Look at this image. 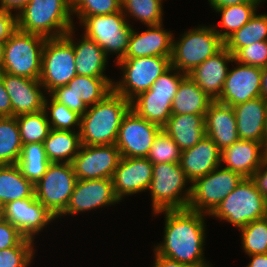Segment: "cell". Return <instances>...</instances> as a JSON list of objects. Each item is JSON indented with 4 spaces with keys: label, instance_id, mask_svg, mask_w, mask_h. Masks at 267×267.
<instances>
[{
    "label": "cell",
    "instance_id": "6da1fadb",
    "mask_svg": "<svg viewBox=\"0 0 267 267\" xmlns=\"http://www.w3.org/2000/svg\"><path fill=\"white\" fill-rule=\"evenodd\" d=\"M165 214L163 241L154 250L164 257L194 267H212L204 257L206 214L185 210H163Z\"/></svg>",
    "mask_w": 267,
    "mask_h": 267
},
{
    "label": "cell",
    "instance_id": "7a4b0ae2",
    "mask_svg": "<svg viewBox=\"0 0 267 267\" xmlns=\"http://www.w3.org/2000/svg\"><path fill=\"white\" fill-rule=\"evenodd\" d=\"M130 109L131 102L114 90L100 102L88 107L80 121L81 144H115L122 120Z\"/></svg>",
    "mask_w": 267,
    "mask_h": 267
},
{
    "label": "cell",
    "instance_id": "3957f363",
    "mask_svg": "<svg viewBox=\"0 0 267 267\" xmlns=\"http://www.w3.org/2000/svg\"><path fill=\"white\" fill-rule=\"evenodd\" d=\"M71 0H30L17 14V28L47 39L64 36L75 27Z\"/></svg>",
    "mask_w": 267,
    "mask_h": 267
},
{
    "label": "cell",
    "instance_id": "277c9868",
    "mask_svg": "<svg viewBox=\"0 0 267 267\" xmlns=\"http://www.w3.org/2000/svg\"><path fill=\"white\" fill-rule=\"evenodd\" d=\"M45 37L18 28L2 45L0 71L20 77L39 79Z\"/></svg>",
    "mask_w": 267,
    "mask_h": 267
},
{
    "label": "cell",
    "instance_id": "5b68a950",
    "mask_svg": "<svg viewBox=\"0 0 267 267\" xmlns=\"http://www.w3.org/2000/svg\"><path fill=\"white\" fill-rule=\"evenodd\" d=\"M178 39L173 36L171 66L186 75L225 47L213 25L190 29Z\"/></svg>",
    "mask_w": 267,
    "mask_h": 267
},
{
    "label": "cell",
    "instance_id": "8992f818",
    "mask_svg": "<svg viewBox=\"0 0 267 267\" xmlns=\"http://www.w3.org/2000/svg\"><path fill=\"white\" fill-rule=\"evenodd\" d=\"M188 182L191 185L179 163L153 164V177L148 189L152 212L187 209L191 198Z\"/></svg>",
    "mask_w": 267,
    "mask_h": 267
},
{
    "label": "cell",
    "instance_id": "52a82bcc",
    "mask_svg": "<svg viewBox=\"0 0 267 267\" xmlns=\"http://www.w3.org/2000/svg\"><path fill=\"white\" fill-rule=\"evenodd\" d=\"M267 200L257 190L250 177L238 186L215 208L209 217L229 222L240 229L248 223L266 217Z\"/></svg>",
    "mask_w": 267,
    "mask_h": 267
},
{
    "label": "cell",
    "instance_id": "ba28073f",
    "mask_svg": "<svg viewBox=\"0 0 267 267\" xmlns=\"http://www.w3.org/2000/svg\"><path fill=\"white\" fill-rule=\"evenodd\" d=\"M171 56L122 58L116 62L121 69L119 81L113 82V90L131 101L147 91L156 79L171 66Z\"/></svg>",
    "mask_w": 267,
    "mask_h": 267
},
{
    "label": "cell",
    "instance_id": "9c48e42d",
    "mask_svg": "<svg viewBox=\"0 0 267 267\" xmlns=\"http://www.w3.org/2000/svg\"><path fill=\"white\" fill-rule=\"evenodd\" d=\"M80 26L84 27V35L95 41L108 57L116 54L115 62L124 57L133 27L122 10L108 15L87 16Z\"/></svg>",
    "mask_w": 267,
    "mask_h": 267
},
{
    "label": "cell",
    "instance_id": "30bf717a",
    "mask_svg": "<svg viewBox=\"0 0 267 267\" xmlns=\"http://www.w3.org/2000/svg\"><path fill=\"white\" fill-rule=\"evenodd\" d=\"M243 178L239 173L219 165L191 184V198L187 209L209 216Z\"/></svg>",
    "mask_w": 267,
    "mask_h": 267
},
{
    "label": "cell",
    "instance_id": "8fae6325",
    "mask_svg": "<svg viewBox=\"0 0 267 267\" xmlns=\"http://www.w3.org/2000/svg\"><path fill=\"white\" fill-rule=\"evenodd\" d=\"M76 75L73 44L65 36L46 39L39 81L47 95L57 87L67 85Z\"/></svg>",
    "mask_w": 267,
    "mask_h": 267
},
{
    "label": "cell",
    "instance_id": "7c38bea8",
    "mask_svg": "<svg viewBox=\"0 0 267 267\" xmlns=\"http://www.w3.org/2000/svg\"><path fill=\"white\" fill-rule=\"evenodd\" d=\"M76 181L71 163H50L34 185V195L58 219L69 204Z\"/></svg>",
    "mask_w": 267,
    "mask_h": 267
},
{
    "label": "cell",
    "instance_id": "4fadbf2b",
    "mask_svg": "<svg viewBox=\"0 0 267 267\" xmlns=\"http://www.w3.org/2000/svg\"><path fill=\"white\" fill-rule=\"evenodd\" d=\"M161 129L130 109L122 120L115 143L121 157L146 158Z\"/></svg>",
    "mask_w": 267,
    "mask_h": 267
},
{
    "label": "cell",
    "instance_id": "5bb4252c",
    "mask_svg": "<svg viewBox=\"0 0 267 267\" xmlns=\"http://www.w3.org/2000/svg\"><path fill=\"white\" fill-rule=\"evenodd\" d=\"M120 159V151L115 144L81 145L71 164L78 180L112 179Z\"/></svg>",
    "mask_w": 267,
    "mask_h": 267
},
{
    "label": "cell",
    "instance_id": "9a60e30c",
    "mask_svg": "<svg viewBox=\"0 0 267 267\" xmlns=\"http://www.w3.org/2000/svg\"><path fill=\"white\" fill-rule=\"evenodd\" d=\"M1 218L9 221L26 238L32 240L57 219L34 194L30 198L13 200L5 204Z\"/></svg>",
    "mask_w": 267,
    "mask_h": 267
},
{
    "label": "cell",
    "instance_id": "2e32d148",
    "mask_svg": "<svg viewBox=\"0 0 267 267\" xmlns=\"http://www.w3.org/2000/svg\"><path fill=\"white\" fill-rule=\"evenodd\" d=\"M120 200L115 196L111 178L92 180H78L75 183L69 204L59 216L77 215L81 212L93 211L97 208L118 204Z\"/></svg>",
    "mask_w": 267,
    "mask_h": 267
},
{
    "label": "cell",
    "instance_id": "e0dca14e",
    "mask_svg": "<svg viewBox=\"0 0 267 267\" xmlns=\"http://www.w3.org/2000/svg\"><path fill=\"white\" fill-rule=\"evenodd\" d=\"M235 64L236 67L228 70L222 93L216 100L232 107L261 97L262 68Z\"/></svg>",
    "mask_w": 267,
    "mask_h": 267
},
{
    "label": "cell",
    "instance_id": "ac0fdd59",
    "mask_svg": "<svg viewBox=\"0 0 267 267\" xmlns=\"http://www.w3.org/2000/svg\"><path fill=\"white\" fill-rule=\"evenodd\" d=\"M153 177V164L147 158L121 157L112 177L115 196L120 202L125 196L148 191Z\"/></svg>",
    "mask_w": 267,
    "mask_h": 267
},
{
    "label": "cell",
    "instance_id": "d6986e66",
    "mask_svg": "<svg viewBox=\"0 0 267 267\" xmlns=\"http://www.w3.org/2000/svg\"><path fill=\"white\" fill-rule=\"evenodd\" d=\"M3 84L10 96L12 116L16 117L44 110L47 93L39 79L25 78L3 72Z\"/></svg>",
    "mask_w": 267,
    "mask_h": 267
},
{
    "label": "cell",
    "instance_id": "ffe728a7",
    "mask_svg": "<svg viewBox=\"0 0 267 267\" xmlns=\"http://www.w3.org/2000/svg\"><path fill=\"white\" fill-rule=\"evenodd\" d=\"M233 62V54L224 47L214 56L207 58L188 75L215 101L222 93L229 70L228 63Z\"/></svg>",
    "mask_w": 267,
    "mask_h": 267
},
{
    "label": "cell",
    "instance_id": "44dd1931",
    "mask_svg": "<svg viewBox=\"0 0 267 267\" xmlns=\"http://www.w3.org/2000/svg\"><path fill=\"white\" fill-rule=\"evenodd\" d=\"M146 27L147 29L140 33L132 29L123 58L172 56L174 33L163 28V23Z\"/></svg>",
    "mask_w": 267,
    "mask_h": 267
},
{
    "label": "cell",
    "instance_id": "7402d4cb",
    "mask_svg": "<svg viewBox=\"0 0 267 267\" xmlns=\"http://www.w3.org/2000/svg\"><path fill=\"white\" fill-rule=\"evenodd\" d=\"M179 164L192 184L221 165V150L205 136L195 146L181 152Z\"/></svg>",
    "mask_w": 267,
    "mask_h": 267
},
{
    "label": "cell",
    "instance_id": "603a6c76",
    "mask_svg": "<svg viewBox=\"0 0 267 267\" xmlns=\"http://www.w3.org/2000/svg\"><path fill=\"white\" fill-rule=\"evenodd\" d=\"M266 158L263 144L239 139L221 151V165L244 178L251 177Z\"/></svg>",
    "mask_w": 267,
    "mask_h": 267
},
{
    "label": "cell",
    "instance_id": "cb8c5ba5",
    "mask_svg": "<svg viewBox=\"0 0 267 267\" xmlns=\"http://www.w3.org/2000/svg\"><path fill=\"white\" fill-rule=\"evenodd\" d=\"M205 135L222 151L240 138L232 106L213 101L205 114Z\"/></svg>",
    "mask_w": 267,
    "mask_h": 267
},
{
    "label": "cell",
    "instance_id": "d4e9b609",
    "mask_svg": "<svg viewBox=\"0 0 267 267\" xmlns=\"http://www.w3.org/2000/svg\"><path fill=\"white\" fill-rule=\"evenodd\" d=\"M75 27L64 36L73 44L75 54V67L77 75L90 77H107L105 74L108 56L104 50L93 40L84 34L81 39L74 40ZM75 41V42H74Z\"/></svg>",
    "mask_w": 267,
    "mask_h": 267
},
{
    "label": "cell",
    "instance_id": "484cf974",
    "mask_svg": "<svg viewBox=\"0 0 267 267\" xmlns=\"http://www.w3.org/2000/svg\"><path fill=\"white\" fill-rule=\"evenodd\" d=\"M240 139L263 142L267 100L262 96L233 106Z\"/></svg>",
    "mask_w": 267,
    "mask_h": 267
},
{
    "label": "cell",
    "instance_id": "4316f807",
    "mask_svg": "<svg viewBox=\"0 0 267 267\" xmlns=\"http://www.w3.org/2000/svg\"><path fill=\"white\" fill-rule=\"evenodd\" d=\"M179 146L181 151L195 146L205 135V116L172 114L162 127Z\"/></svg>",
    "mask_w": 267,
    "mask_h": 267
},
{
    "label": "cell",
    "instance_id": "83f0119b",
    "mask_svg": "<svg viewBox=\"0 0 267 267\" xmlns=\"http://www.w3.org/2000/svg\"><path fill=\"white\" fill-rule=\"evenodd\" d=\"M210 98L189 75L180 82L178 91L172 101V114H195L205 116Z\"/></svg>",
    "mask_w": 267,
    "mask_h": 267
},
{
    "label": "cell",
    "instance_id": "f1b7e54d",
    "mask_svg": "<svg viewBox=\"0 0 267 267\" xmlns=\"http://www.w3.org/2000/svg\"><path fill=\"white\" fill-rule=\"evenodd\" d=\"M174 97L152 95V90L148 89L130 101L131 109L140 117L162 128L172 115Z\"/></svg>",
    "mask_w": 267,
    "mask_h": 267
},
{
    "label": "cell",
    "instance_id": "f546056e",
    "mask_svg": "<svg viewBox=\"0 0 267 267\" xmlns=\"http://www.w3.org/2000/svg\"><path fill=\"white\" fill-rule=\"evenodd\" d=\"M79 131L51 129L44 140V149L51 163H71L81 147Z\"/></svg>",
    "mask_w": 267,
    "mask_h": 267
},
{
    "label": "cell",
    "instance_id": "4dcf8cb0",
    "mask_svg": "<svg viewBox=\"0 0 267 267\" xmlns=\"http://www.w3.org/2000/svg\"><path fill=\"white\" fill-rule=\"evenodd\" d=\"M34 194V185L27 180L17 164L0 165V203L30 198Z\"/></svg>",
    "mask_w": 267,
    "mask_h": 267
},
{
    "label": "cell",
    "instance_id": "1f68e13d",
    "mask_svg": "<svg viewBox=\"0 0 267 267\" xmlns=\"http://www.w3.org/2000/svg\"><path fill=\"white\" fill-rule=\"evenodd\" d=\"M260 4L263 3H242L216 8L215 11L221 14V18L220 23L213 27L219 37L225 42L257 13Z\"/></svg>",
    "mask_w": 267,
    "mask_h": 267
},
{
    "label": "cell",
    "instance_id": "d6a6232c",
    "mask_svg": "<svg viewBox=\"0 0 267 267\" xmlns=\"http://www.w3.org/2000/svg\"><path fill=\"white\" fill-rule=\"evenodd\" d=\"M51 162L48 160L44 143L24 144L17 165L22 175L35 185L46 173Z\"/></svg>",
    "mask_w": 267,
    "mask_h": 267
},
{
    "label": "cell",
    "instance_id": "836d02e7",
    "mask_svg": "<svg viewBox=\"0 0 267 267\" xmlns=\"http://www.w3.org/2000/svg\"><path fill=\"white\" fill-rule=\"evenodd\" d=\"M22 146L16 117H0V165L17 164Z\"/></svg>",
    "mask_w": 267,
    "mask_h": 267
},
{
    "label": "cell",
    "instance_id": "e575fe53",
    "mask_svg": "<svg viewBox=\"0 0 267 267\" xmlns=\"http://www.w3.org/2000/svg\"><path fill=\"white\" fill-rule=\"evenodd\" d=\"M113 80L110 77L76 75L67 86L81 94V100L90 107L113 90Z\"/></svg>",
    "mask_w": 267,
    "mask_h": 267
},
{
    "label": "cell",
    "instance_id": "d590c367",
    "mask_svg": "<svg viewBox=\"0 0 267 267\" xmlns=\"http://www.w3.org/2000/svg\"><path fill=\"white\" fill-rule=\"evenodd\" d=\"M267 40V14H256L239 30L232 34L224 43L234 54L239 48L254 42Z\"/></svg>",
    "mask_w": 267,
    "mask_h": 267
},
{
    "label": "cell",
    "instance_id": "8d00e7d4",
    "mask_svg": "<svg viewBox=\"0 0 267 267\" xmlns=\"http://www.w3.org/2000/svg\"><path fill=\"white\" fill-rule=\"evenodd\" d=\"M163 0H121V10L128 20L137 19L142 24L159 25L163 23Z\"/></svg>",
    "mask_w": 267,
    "mask_h": 267
},
{
    "label": "cell",
    "instance_id": "74e56055",
    "mask_svg": "<svg viewBox=\"0 0 267 267\" xmlns=\"http://www.w3.org/2000/svg\"><path fill=\"white\" fill-rule=\"evenodd\" d=\"M22 145L44 143L51 130L44 110L16 116Z\"/></svg>",
    "mask_w": 267,
    "mask_h": 267
},
{
    "label": "cell",
    "instance_id": "f35d334b",
    "mask_svg": "<svg viewBox=\"0 0 267 267\" xmlns=\"http://www.w3.org/2000/svg\"><path fill=\"white\" fill-rule=\"evenodd\" d=\"M44 111L51 129L67 131H77L78 129L79 131L81 115L72 111L64 104L55 101L49 94L45 99Z\"/></svg>",
    "mask_w": 267,
    "mask_h": 267
},
{
    "label": "cell",
    "instance_id": "ab89813d",
    "mask_svg": "<svg viewBox=\"0 0 267 267\" xmlns=\"http://www.w3.org/2000/svg\"><path fill=\"white\" fill-rule=\"evenodd\" d=\"M242 249L247 255L267 253V218L248 223L239 229Z\"/></svg>",
    "mask_w": 267,
    "mask_h": 267
},
{
    "label": "cell",
    "instance_id": "60d3db41",
    "mask_svg": "<svg viewBox=\"0 0 267 267\" xmlns=\"http://www.w3.org/2000/svg\"><path fill=\"white\" fill-rule=\"evenodd\" d=\"M181 152L174 140L161 129L156 135L146 158L152 164L179 163Z\"/></svg>",
    "mask_w": 267,
    "mask_h": 267
},
{
    "label": "cell",
    "instance_id": "b9f144b4",
    "mask_svg": "<svg viewBox=\"0 0 267 267\" xmlns=\"http://www.w3.org/2000/svg\"><path fill=\"white\" fill-rule=\"evenodd\" d=\"M72 15L81 23L87 16L108 15L121 11V0H71Z\"/></svg>",
    "mask_w": 267,
    "mask_h": 267
},
{
    "label": "cell",
    "instance_id": "7bdbcfd3",
    "mask_svg": "<svg viewBox=\"0 0 267 267\" xmlns=\"http://www.w3.org/2000/svg\"><path fill=\"white\" fill-rule=\"evenodd\" d=\"M34 241L25 238L18 246L0 251V267H29L36 251Z\"/></svg>",
    "mask_w": 267,
    "mask_h": 267
},
{
    "label": "cell",
    "instance_id": "ee69618b",
    "mask_svg": "<svg viewBox=\"0 0 267 267\" xmlns=\"http://www.w3.org/2000/svg\"><path fill=\"white\" fill-rule=\"evenodd\" d=\"M234 62L264 68L267 66V40L239 48L234 54Z\"/></svg>",
    "mask_w": 267,
    "mask_h": 267
},
{
    "label": "cell",
    "instance_id": "f6af8a7d",
    "mask_svg": "<svg viewBox=\"0 0 267 267\" xmlns=\"http://www.w3.org/2000/svg\"><path fill=\"white\" fill-rule=\"evenodd\" d=\"M186 74L170 66L153 83L152 95L175 96L179 84Z\"/></svg>",
    "mask_w": 267,
    "mask_h": 267
},
{
    "label": "cell",
    "instance_id": "bcb514c9",
    "mask_svg": "<svg viewBox=\"0 0 267 267\" xmlns=\"http://www.w3.org/2000/svg\"><path fill=\"white\" fill-rule=\"evenodd\" d=\"M49 95L57 102L64 104L72 111L77 112L81 116L87 111L88 107L81 100V94L76 90L70 89L67 85L60 86L49 93Z\"/></svg>",
    "mask_w": 267,
    "mask_h": 267
},
{
    "label": "cell",
    "instance_id": "7dc6e473",
    "mask_svg": "<svg viewBox=\"0 0 267 267\" xmlns=\"http://www.w3.org/2000/svg\"><path fill=\"white\" fill-rule=\"evenodd\" d=\"M25 238L9 221L0 218V251L18 246Z\"/></svg>",
    "mask_w": 267,
    "mask_h": 267
},
{
    "label": "cell",
    "instance_id": "c3c4849f",
    "mask_svg": "<svg viewBox=\"0 0 267 267\" xmlns=\"http://www.w3.org/2000/svg\"><path fill=\"white\" fill-rule=\"evenodd\" d=\"M17 29V15L0 8V45L2 46Z\"/></svg>",
    "mask_w": 267,
    "mask_h": 267
},
{
    "label": "cell",
    "instance_id": "681fc988",
    "mask_svg": "<svg viewBox=\"0 0 267 267\" xmlns=\"http://www.w3.org/2000/svg\"><path fill=\"white\" fill-rule=\"evenodd\" d=\"M250 178L253 180L257 190L267 200V157Z\"/></svg>",
    "mask_w": 267,
    "mask_h": 267
},
{
    "label": "cell",
    "instance_id": "f907efd6",
    "mask_svg": "<svg viewBox=\"0 0 267 267\" xmlns=\"http://www.w3.org/2000/svg\"><path fill=\"white\" fill-rule=\"evenodd\" d=\"M0 117H12V105L3 84V72L0 71Z\"/></svg>",
    "mask_w": 267,
    "mask_h": 267
},
{
    "label": "cell",
    "instance_id": "816d5d0a",
    "mask_svg": "<svg viewBox=\"0 0 267 267\" xmlns=\"http://www.w3.org/2000/svg\"><path fill=\"white\" fill-rule=\"evenodd\" d=\"M154 264L152 267H194L185 263L177 262L176 260L169 259L162 255H159L154 250Z\"/></svg>",
    "mask_w": 267,
    "mask_h": 267
},
{
    "label": "cell",
    "instance_id": "f5cc1de1",
    "mask_svg": "<svg viewBox=\"0 0 267 267\" xmlns=\"http://www.w3.org/2000/svg\"><path fill=\"white\" fill-rule=\"evenodd\" d=\"M29 1L30 0H0V8L12 13L15 12L17 15Z\"/></svg>",
    "mask_w": 267,
    "mask_h": 267
},
{
    "label": "cell",
    "instance_id": "db71d44e",
    "mask_svg": "<svg viewBox=\"0 0 267 267\" xmlns=\"http://www.w3.org/2000/svg\"><path fill=\"white\" fill-rule=\"evenodd\" d=\"M266 1L267 0H208L209 5L214 10L223 6L238 5L242 3H262Z\"/></svg>",
    "mask_w": 267,
    "mask_h": 267
},
{
    "label": "cell",
    "instance_id": "11a10c76",
    "mask_svg": "<svg viewBox=\"0 0 267 267\" xmlns=\"http://www.w3.org/2000/svg\"><path fill=\"white\" fill-rule=\"evenodd\" d=\"M250 262L246 267H267V253L266 254H254L248 255Z\"/></svg>",
    "mask_w": 267,
    "mask_h": 267
},
{
    "label": "cell",
    "instance_id": "9f6ffc18",
    "mask_svg": "<svg viewBox=\"0 0 267 267\" xmlns=\"http://www.w3.org/2000/svg\"><path fill=\"white\" fill-rule=\"evenodd\" d=\"M261 96L267 100V66L262 68Z\"/></svg>",
    "mask_w": 267,
    "mask_h": 267
},
{
    "label": "cell",
    "instance_id": "6f0895ef",
    "mask_svg": "<svg viewBox=\"0 0 267 267\" xmlns=\"http://www.w3.org/2000/svg\"><path fill=\"white\" fill-rule=\"evenodd\" d=\"M262 144H263L265 155L267 157V115H266V121H265V133H264Z\"/></svg>",
    "mask_w": 267,
    "mask_h": 267
},
{
    "label": "cell",
    "instance_id": "680465c9",
    "mask_svg": "<svg viewBox=\"0 0 267 267\" xmlns=\"http://www.w3.org/2000/svg\"><path fill=\"white\" fill-rule=\"evenodd\" d=\"M2 210H3V206H2V204L0 203V218H1V216H2Z\"/></svg>",
    "mask_w": 267,
    "mask_h": 267
},
{
    "label": "cell",
    "instance_id": "91938a15",
    "mask_svg": "<svg viewBox=\"0 0 267 267\" xmlns=\"http://www.w3.org/2000/svg\"><path fill=\"white\" fill-rule=\"evenodd\" d=\"M1 50H2V46L0 45V61H1Z\"/></svg>",
    "mask_w": 267,
    "mask_h": 267
}]
</instances>
